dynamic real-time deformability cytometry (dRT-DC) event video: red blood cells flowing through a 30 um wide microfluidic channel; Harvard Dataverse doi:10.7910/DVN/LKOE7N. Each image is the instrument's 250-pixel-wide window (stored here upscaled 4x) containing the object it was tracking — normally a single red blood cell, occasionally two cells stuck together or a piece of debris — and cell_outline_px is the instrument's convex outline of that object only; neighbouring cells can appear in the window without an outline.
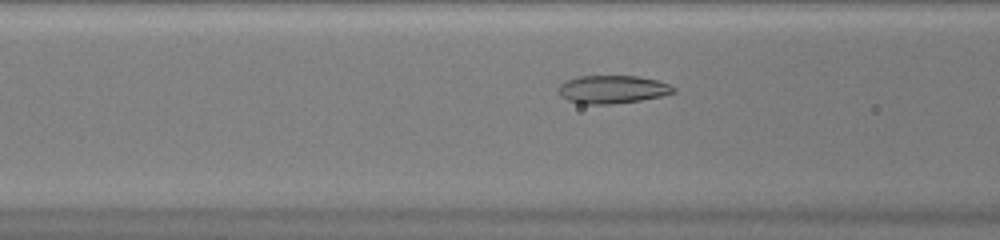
{"species": "common noctule bat (a hibernating species)", "species_latin": "Nyctalus noctula", "temperature_condition": "warm", "stored_images_in_passage": 46, "camera_frame_rate_fps": 3000, "um_per_image_px": 0.085, "animal": {"sex": "female", "body_mass_g": 20.0, "forearm_length_mm": 54.0}, "frame": {"image": 1, "passage_image": 16, "time_ms": 5.0, "image_size_px": [1000, 240], "cell_outline_px": [[676, 92], [660, 96], [640, 100], [608, 104], [580, 104], [568, 100], [560, 96], [556, 88], [560, 84], [576, 76], [636, 76], [656, 80], [668, 84], [676, 88]], "centroid_in_image_um": [52.01, 7.6], "position_along_channel_um": 114.6, "area_um2": 18.79}}
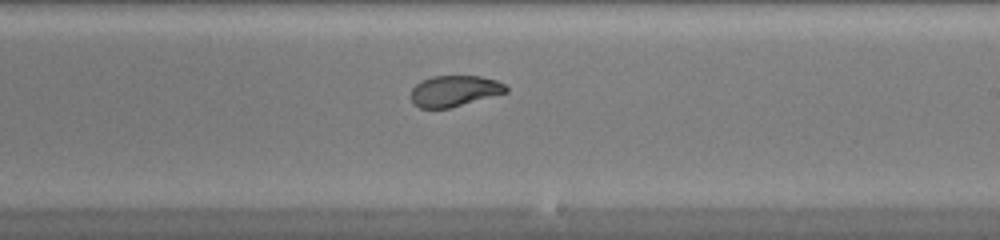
{"frame": {"image": 2, "passage_image": 26, "time_ms": 8.333, "image_size_px": [1000, 240], "cell_outline_px": [[508, 92], [448, 108], [420, 108], [412, 100], [412, 88], [420, 80], [432, 76], [480, 76], [496, 80], [504, 84], [508, 88]], "centroid_in_image_um": [38.63, 7.71], "position_along_channel_um": 250.4, "area_um2": 16.99}}
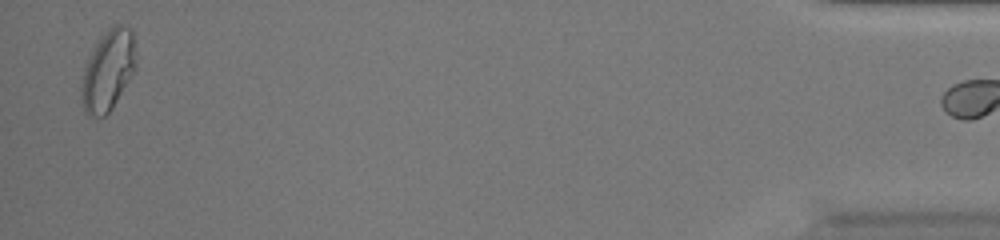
{"frame": {"image": 3, "passage_image": 45, "time_ms": 14.667, "image_size_px": [1000, 240], "cell_outline_px": [[136, 64], [132, 72], [112, 108], [104, 116], [88, 116], [84, 108], [80, 96], [80, 88], [84, 68], [96, 44], [104, 32], [108, 28], [116, 24], [120, 24], [132, 28]], "centroid_in_image_um": [9.16, 5.97], "position_along_channel_um": 426.0, "area_um2": 25.09}, "authors_computed_cell_mechanics": {"area_um2": 19.4208, "velocity_mm_per_s": 4.0844, "shape_relaxation_time_tau1_ms": 10.9252, "shape_relaxation_time_tau2_ms": null, "deformation_change_tau1": 0.2797, "deformation_change_tau2": null}}